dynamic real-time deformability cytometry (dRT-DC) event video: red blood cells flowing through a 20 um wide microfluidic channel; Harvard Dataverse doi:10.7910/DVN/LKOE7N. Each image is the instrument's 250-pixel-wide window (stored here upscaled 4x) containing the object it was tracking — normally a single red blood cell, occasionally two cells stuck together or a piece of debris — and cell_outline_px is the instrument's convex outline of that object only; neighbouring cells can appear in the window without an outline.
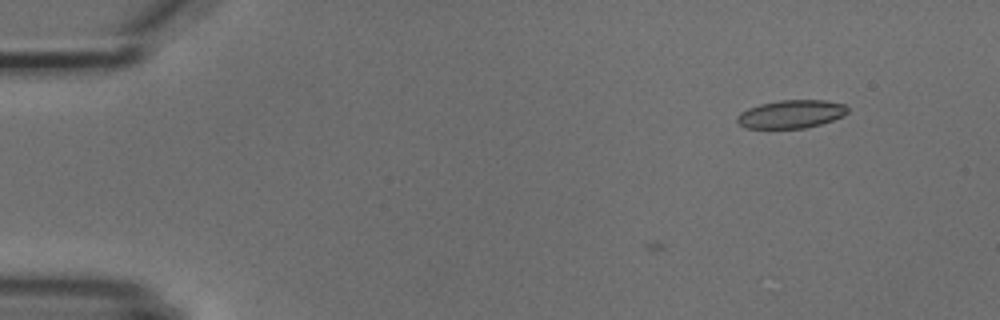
{"species": "common noctule bat (a hibernating species)", "species_latin": "Nyctalus noctula", "temperature_condition": "cold", "stored_images_in_passage": 3, "camera_frame_rate_fps": 3000, "um_per_image_px": 0.085, "animal": {"sex": "male", "body_mass_g": 18.8}, "frame": {"image": 1, "passage_image": 1, "time_ms": 0.0, "image_size_px": [1000, 320], "cell_outline_px": [[848, 112], [844, 116], [820, 124], [804, 128], [744, 128], [736, 120], [736, 116], [740, 112], [748, 108], [760, 104], [780, 100], [824, 100], [844, 104], [848, 108]], "centroid_in_image_um": [67.23, 9.7], "position_along_channel_um": 17.8, "area_um2": 18.15}}